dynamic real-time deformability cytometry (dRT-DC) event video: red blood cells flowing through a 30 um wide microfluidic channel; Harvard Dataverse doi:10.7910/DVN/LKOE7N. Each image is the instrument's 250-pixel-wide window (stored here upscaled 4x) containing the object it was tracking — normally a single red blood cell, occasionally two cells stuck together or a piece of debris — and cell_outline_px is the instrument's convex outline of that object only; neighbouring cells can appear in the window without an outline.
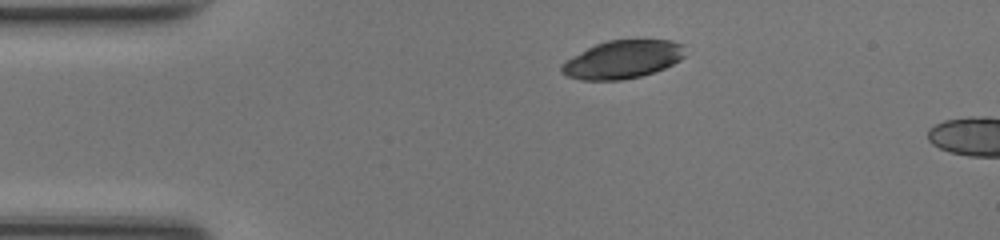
{"species": "common noctule bat (a hibernating species)", "species_latin": "Nyctalus noctula", "temperature_condition": "room temperature", "stored_images_in_passage": 4, "camera_frame_rate_fps": 3000, "um_per_image_px": 0.085, "animal": {"sex": "female", "body_mass_g": 17.0, "forearm_length_mm": 48.0}, "frame": {"image": 1, "passage_image": 1, "time_ms": 0.0, "image_size_px": [1000, 240], "cell_outline_px": [[684, 56], [680, 60], [664, 68], [640, 76], [620, 80], [580, 80], [568, 76], [560, 72], [560, 64], [572, 56], [596, 44], [608, 40], [672, 40], [684, 44]], "centroid_in_image_um": [52.9, 5.05], "position_along_channel_um": 32.1, "area_um2": 27.34}}